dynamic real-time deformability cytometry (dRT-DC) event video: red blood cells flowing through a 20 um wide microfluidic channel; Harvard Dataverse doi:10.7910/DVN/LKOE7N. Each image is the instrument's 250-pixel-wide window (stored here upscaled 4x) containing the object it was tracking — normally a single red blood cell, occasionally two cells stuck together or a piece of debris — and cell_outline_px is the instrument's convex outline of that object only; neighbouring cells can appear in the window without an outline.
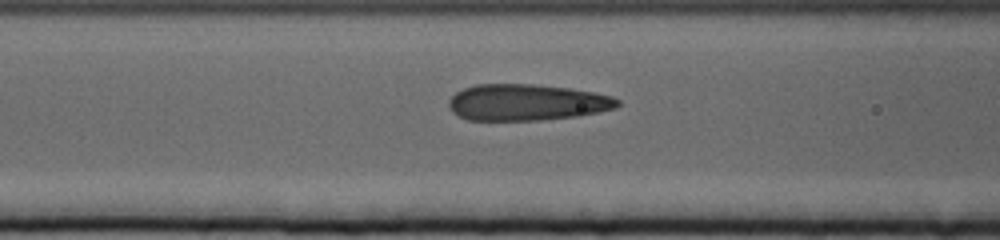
{"species": "human", "species_latin": "Homo sapiens", "temperature_condition": "cold", "stored_images_in_passage": 20, "camera_frame_rate_fps": 3000, "um_per_image_px": 0.085, "donor": {"sex": "female"}, "frame": {"image": 1, "passage_image": 18, "time_ms": 5.667, "image_size_px": [1000, 240], "cell_outline_px": [[620, 104], [616, 108], [580, 116], [540, 120], [468, 120], [452, 112], [448, 108], [448, 100], [456, 92], [464, 88], [476, 84], [532, 84], [568, 88], [592, 92], [612, 96], [620, 100]], "centroid_in_image_um": [44.76, 8.7], "position_along_channel_um": 121.8, "area_um2": 35.89}}